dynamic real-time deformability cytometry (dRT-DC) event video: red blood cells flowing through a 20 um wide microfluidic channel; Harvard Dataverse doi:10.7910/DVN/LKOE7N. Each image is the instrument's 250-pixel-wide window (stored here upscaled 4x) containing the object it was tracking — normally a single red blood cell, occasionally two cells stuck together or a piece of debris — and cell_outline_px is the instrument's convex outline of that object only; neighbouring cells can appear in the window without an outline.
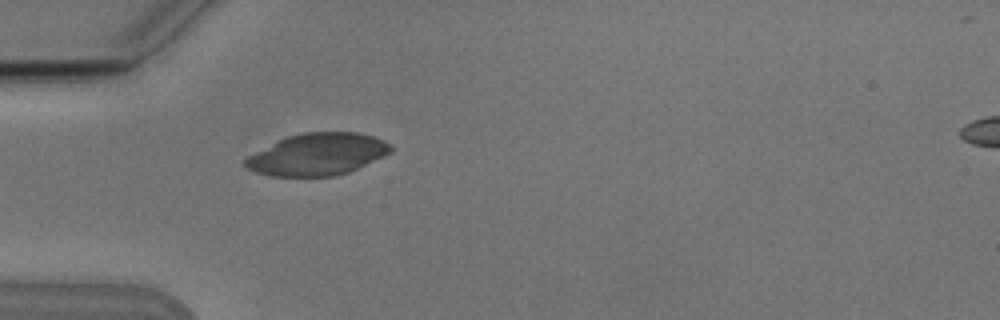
{"species": "Egyptian fruit bat (a non-hibernating species)", "species_latin": "Rousettus aegyptiacus", "temperature_condition": "cold", "stored_images_in_passage": 2, "segment_of_instrument_passage": [1, 2], "camera_frame_rate_fps": 3000, "um_per_image_px": 0.085, "animal": {"sex": "male"}, "frame": {"image": 1, "passage_image": 1, "time_ms": 0.0, "image_size_px": [1000, 320], "cell_outline_px": [[392, 152], [384, 156], [348, 172], [336, 176], [272, 176], [256, 172], [248, 168], [244, 164], [244, 160], [248, 156], [288, 136], [304, 132], [356, 132], [372, 136], [384, 140], [392, 144]], "centroid_in_image_um": [27.03, 13.12], "position_along_channel_um": 58.0, "area_um2": 35.26}}